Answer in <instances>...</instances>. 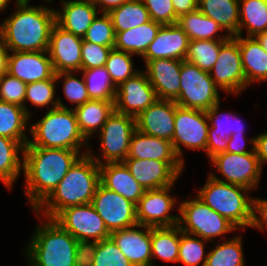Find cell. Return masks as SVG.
Listing matches in <instances>:
<instances>
[{
	"label": "cell",
	"mask_w": 267,
	"mask_h": 266,
	"mask_svg": "<svg viewBox=\"0 0 267 266\" xmlns=\"http://www.w3.org/2000/svg\"><path fill=\"white\" fill-rule=\"evenodd\" d=\"M157 100L145 71H139L117 87L114 106L116 112L136 118Z\"/></svg>",
	"instance_id": "e0dca14e"
},
{
	"label": "cell",
	"mask_w": 267,
	"mask_h": 266,
	"mask_svg": "<svg viewBox=\"0 0 267 266\" xmlns=\"http://www.w3.org/2000/svg\"><path fill=\"white\" fill-rule=\"evenodd\" d=\"M214 167L225 177V181L209 175L219 181L243 186L249 190L258 186L262 168L256 153L235 154L223 152L210 159Z\"/></svg>",
	"instance_id": "8fae6325"
},
{
	"label": "cell",
	"mask_w": 267,
	"mask_h": 266,
	"mask_svg": "<svg viewBox=\"0 0 267 266\" xmlns=\"http://www.w3.org/2000/svg\"><path fill=\"white\" fill-rule=\"evenodd\" d=\"M205 266H245L241 236L217 244L207 253Z\"/></svg>",
	"instance_id": "ab89813d"
},
{
	"label": "cell",
	"mask_w": 267,
	"mask_h": 266,
	"mask_svg": "<svg viewBox=\"0 0 267 266\" xmlns=\"http://www.w3.org/2000/svg\"><path fill=\"white\" fill-rule=\"evenodd\" d=\"M28 2L16 1L17 11L1 23L0 36L11 52L48 51L55 10Z\"/></svg>",
	"instance_id": "7a4b0ae2"
},
{
	"label": "cell",
	"mask_w": 267,
	"mask_h": 266,
	"mask_svg": "<svg viewBox=\"0 0 267 266\" xmlns=\"http://www.w3.org/2000/svg\"><path fill=\"white\" fill-rule=\"evenodd\" d=\"M10 0H0V11L7 8V4Z\"/></svg>",
	"instance_id": "91938a15"
},
{
	"label": "cell",
	"mask_w": 267,
	"mask_h": 266,
	"mask_svg": "<svg viewBox=\"0 0 267 266\" xmlns=\"http://www.w3.org/2000/svg\"><path fill=\"white\" fill-rule=\"evenodd\" d=\"M97 241H78L75 255V266H93L97 251Z\"/></svg>",
	"instance_id": "f907efd6"
},
{
	"label": "cell",
	"mask_w": 267,
	"mask_h": 266,
	"mask_svg": "<svg viewBox=\"0 0 267 266\" xmlns=\"http://www.w3.org/2000/svg\"><path fill=\"white\" fill-rule=\"evenodd\" d=\"M123 163L145 190L173 186L184 167L183 161L125 159Z\"/></svg>",
	"instance_id": "9a60e30c"
},
{
	"label": "cell",
	"mask_w": 267,
	"mask_h": 266,
	"mask_svg": "<svg viewBox=\"0 0 267 266\" xmlns=\"http://www.w3.org/2000/svg\"><path fill=\"white\" fill-rule=\"evenodd\" d=\"M83 38L55 24L51 30L48 53L55 73L81 71Z\"/></svg>",
	"instance_id": "ac0fdd59"
},
{
	"label": "cell",
	"mask_w": 267,
	"mask_h": 266,
	"mask_svg": "<svg viewBox=\"0 0 267 266\" xmlns=\"http://www.w3.org/2000/svg\"><path fill=\"white\" fill-rule=\"evenodd\" d=\"M209 74L215 85L226 93L238 95V93L247 88L238 45V36L229 37L221 45L217 61L209 71Z\"/></svg>",
	"instance_id": "7c38bea8"
},
{
	"label": "cell",
	"mask_w": 267,
	"mask_h": 266,
	"mask_svg": "<svg viewBox=\"0 0 267 266\" xmlns=\"http://www.w3.org/2000/svg\"><path fill=\"white\" fill-rule=\"evenodd\" d=\"M172 100H157L136 118V129L144 134L172 141L175 129V111Z\"/></svg>",
	"instance_id": "d6986e66"
},
{
	"label": "cell",
	"mask_w": 267,
	"mask_h": 266,
	"mask_svg": "<svg viewBox=\"0 0 267 266\" xmlns=\"http://www.w3.org/2000/svg\"><path fill=\"white\" fill-rule=\"evenodd\" d=\"M132 54L112 48L105 67L111 76V80L116 87L130 77L134 76L139 70L133 69Z\"/></svg>",
	"instance_id": "b9f144b4"
},
{
	"label": "cell",
	"mask_w": 267,
	"mask_h": 266,
	"mask_svg": "<svg viewBox=\"0 0 267 266\" xmlns=\"http://www.w3.org/2000/svg\"><path fill=\"white\" fill-rule=\"evenodd\" d=\"M27 84L5 73L0 77V100L24 108Z\"/></svg>",
	"instance_id": "7dc6e473"
},
{
	"label": "cell",
	"mask_w": 267,
	"mask_h": 266,
	"mask_svg": "<svg viewBox=\"0 0 267 266\" xmlns=\"http://www.w3.org/2000/svg\"><path fill=\"white\" fill-rule=\"evenodd\" d=\"M181 229L172 227H151V253L154 258L176 262L179 254Z\"/></svg>",
	"instance_id": "d6a6232c"
},
{
	"label": "cell",
	"mask_w": 267,
	"mask_h": 266,
	"mask_svg": "<svg viewBox=\"0 0 267 266\" xmlns=\"http://www.w3.org/2000/svg\"><path fill=\"white\" fill-rule=\"evenodd\" d=\"M254 150L262 168L263 163L267 162V133L254 137Z\"/></svg>",
	"instance_id": "db71d44e"
},
{
	"label": "cell",
	"mask_w": 267,
	"mask_h": 266,
	"mask_svg": "<svg viewBox=\"0 0 267 266\" xmlns=\"http://www.w3.org/2000/svg\"><path fill=\"white\" fill-rule=\"evenodd\" d=\"M108 14L115 33L136 28L150 20L148 10L141 0H130Z\"/></svg>",
	"instance_id": "8d00e7d4"
},
{
	"label": "cell",
	"mask_w": 267,
	"mask_h": 266,
	"mask_svg": "<svg viewBox=\"0 0 267 266\" xmlns=\"http://www.w3.org/2000/svg\"><path fill=\"white\" fill-rule=\"evenodd\" d=\"M136 130L134 117L114 112L99 132L100 148L105 163L123 162L129 153L130 140Z\"/></svg>",
	"instance_id": "30bf717a"
},
{
	"label": "cell",
	"mask_w": 267,
	"mask_h": 266,
	"mask_svg": "<svg viewBox=\"0 0 267 266\" xmlns=\"http://www.w3.org/2000/svg\"><path fill=\"white\" fill-rule=\"evenodd\" d=\"M129 1L130 0H94L93 3L96 7L101 6L99 9H101L100 11H103L102 13H109L112 9Z\"/></svg>",
	"instance_id": "9f6ffc18"
},
{
	"label": "cell",
	"mask_w": 267,
	"mask_h": 266,
	"mask_svg": "<svg viewBox=\"0 0 267 266\" xmlns=\"http://www.w3.org/2000/svg\"><path fill=\"white\" fill-rule=\"evenodd\" d=\"M23 152L24 146L20 142L0 136V180L9 189L19 176L21 167L23 169Z\"/></svg>",
	"instance_id": "e575fe53"
},
{
	"label": "cell",
	"mask_w": 267,
	"mask_h": 266,
	"mask_svg": "<svg viewBox=\"0 0 267 266\" xmlns=\"http://www.w3.org/2000/svg\"><path fill=\"white\" fill-rule=\"evenodd\" d=\"M189 41L187 34L177 23L162 25L142 57L145 64L163 58L184 60Z\"/></svg>",
	"instance_id": "d4e9b609"
},
{
	"label": "cell",
	"mask_w": 267,
	"mask_h": 266,
	"mask_svg": "<svg viewBox=\"0 0 267 266\" xmlns=\"http://www.w3.org/2000/svg\"><path fill=\"white\" fill-rule=\"evenodd\" d=\"M9 50L0 36V77L8 72Z\"/></svg>",
	"instance_id": "6f0895ef"
},
{
	"label": "cell",
	"mask_w": 267,
	"mask_h": 266,
	"mask_svg": "<svg viewBox=\"0 0 267 266\" xmlns=\"http://www.w3.org/2000/svg\"><path fill=\"white\" fill-rule=\"evenodd\" d=\"M114 46H101L84 41L81 46V70L103 67Z\"/></svg>",
	"instance_id": "c3c4849f"
},
{
	"label": "cell",
	"mask_w": 267,
	"mask_h": 266,
	"mask_svg": "<svg viewBox=\"0 0 267 266\" xmlns=\"http://www.w3.org/2000/svg\"><path fill=\"white\" fill-rule=\"evenodd\" d=\"M79 151L70 149L25 146L23 171L25 193L33 211L54 191L79 156Z\"/></svg>",
	"instance_id": "6da1fadb"
},
{
	"label": "cell",
	"mask_w": 267,
	"mask_h": 266,
	"mask_svg": "<svg viewBox=\"0 0 267 266\" xmlns=\"http://www.w3.org/2000/svg\"><path fill=\"white\" fill-rule=\"evenodd\" d=\"M177 24L189 40H215V33L223 31L217 22L205 16L199 9L181 15Z\"/></svg>",
	"instance_id": "74e56055"
},
{
	"label": "cell",
	"mask_w": 267,
	"mask_h": 266,
	"mask_svg": "<svg viewBox=\"0 0 267 266\" xmlns=\"http://www.w3.org/2000/svg\"><path fill=\"white\" fill-rule=\"evenodd\" d=\"M162 25L150 19L136 28L115 33L114 48L143 56Z\"/></svg>",
	"instance_id": "f546056e"
},
{
	"label": "cell",
	"mask_w": 267,
	"mask_h": 266,
	"mask_svg": "<svg viewBox=\"0 0 267 266\" xmlns=\"http://www.w3.org/2000/svg\"><path fill=\"white\" fill-rule=\"evenodd\" d=\"M228 38V35L222 37L218 35L216 40H190L184 60L209 72L217 61L221 45Z\"/></svg>",
	"instance_id": "d590c367"
},
{
	"label": "cell",
	"mask_w": 267,
	"mask_h": 266,
	"mask_svg": "<svg viewBox=\"0 0 267 266\" xmlns=\"http://www.w3.org/2000/svg\"><path fill=\"white\" fill-rule=\"evenodd\" d=\"M173 186L146 190L136 205L138 224L150 227H172L178 225L179 215L172 216L175 197L169 195Z\"/></svg>",
	"instance_id": "2e32d148"
},
{
	"label": "cell",
	"mask_w": 267,
	"mask_h": 266,
	"mask_svg": "<svg viewBox=\"0 0 267 266\" xmlns=\"http://www.w3.org/2000/svg\"><path fill=\"white\" fill-rule=\"evenodd\" d=\"M56 83H57V80L54 76L53 78H50V79H45L42 81H37V82L27 84L26 95L24 99V110L27 112L29 116H30V112L28 109H26V105H25L26 100L27 102H30L33 105H36L38 107L52 105L50 109H53L56 107L68 108L67 106H65V104L61 102V99H58V100L54 99Z\"/></svg>",
	"instance_id": "60d3db41"
},
{
	"label": "cell",
	"mask_w": 267,
	"mask_h": 266,
	"mask_svg": "<svg viewBox=\"0 0 267 266\" xmlns=\"http://www.w3.org/2000/svg\"><path fill=\"white\" fill-rule=\"evenodd\" d=\"M90 99L115 101L117 87L106 67L81 70Z\"/></svg>",
	"instance_id": "f35d334b"
},
{
	"label": "cell",
	"mask_w": 267,
	"mask_h": 266,
	"mask_svg": "<svg viewBox=\"0 0 267 266\" xmlns=\"http://www.w3.org/2000/svg\"><path fill=\"white\" fill-rule=\"evenodd\" d=\"M198 9L235 37L239 28V0H198Z\"/></svg>",
	"instance_id": "4dcf8cb0"
},
{
	"label": "cell",
	"mask_w": 267,
	"mask_h": 266,
	"mask_svg": "<svg viewBox=\"0 0 267 266\" xmlns=\"http://www.w3.org/2000/svg\"><path fill=\"white\" fill-rule=\"evenodd\" d=\"M93 266H133L111 237L97 243Z\"/></svg>",
	"instance_id": "f6af8a7d"
},
{
	"label": "cell",
	"mask_w": 267,
	"mask_h": 266,
	"mask_svg": "<svg viewBox=\"0 0 267 266\" xmlns=\"http://www.w3.org/2000/svg\"><path fill=\"white\" fill-rule=\"evenodd\" d=\"M140 227L145 230L136 229ZM110 237L133 266H154L152 264L150 226L137 224L113 231Z\"/></svg>",
	"instance_id": "44dd1931"
},
{
	"label": "cell",
	"mask_w": 267,
	"mask_h": 266,
	"mask_svg": "<svg viewBox=\"0 0 267 266\" xmlns=\"http://www.w3.org/2000/svg\"><path fill=\"white\" fill-rule=\"evenodd\" d=\"M53 220L77 241L99 242L111 234L91 203L65 208Z\"/></svg>",
	"instance_id": "9c48e42d"
},
{
	"label": "cell",
	"mask_w": 267,
	"mask_h": 266,
	"mask_svg": "<svg viewBox=\"0 0 267 266\" xmlns=\"http://www.w3.org/2000/svg\"><path fill=\"white\" fill-rule=\"evenodd\" d=\"M182 61L163 58L145 64V73L159 100L175 101L178 98Z\"/></svg>",
	"instance_id": "7402d4cb"
},
{
	"label": "cell",
	"mask_w": 267,
	"mask_h": 266,
	"mask_svg": "<svg viewBox=\"0 0 267 266\" xmlns=\"http://www.w3.org/2000/svg\"><path fill=\"white\" fill-rule=\"evenodd\" d=\"M115 101L89 100L83 105L73 108L79 130L86 140L94 132L102 129L108 117L114 112Z\"/></svg>",
	"instance_id": "f1b7e54d"
},
{
	"label": "cell",
	"mask_w": 267,
	"mask_h": 266,
	"mask_svg": "<svg viewBox=\"0 0 267 266\" xmlns=\"http://www.w3.org/2000/svg\"><path fill=\"white\" fill-rule=\"evenodd\" d=\"M255 38L262 45L263 49L267 52V31L257 34Z\"/></svg>",
	"instance_id": "680465c9"
},
{
	"label": "cell",
	"mask_w": 267,
	"mask_h": 266,
	"mask_svg": "<svg viewBox=\"0 0 267 266\" xmlns=\"http://www.w3.org/2000/svg\"><path fill=\"white\" fill-rule=\"evenodd\" d=\"M83 40L101 46H114L115 32L110 15L108 13H103L101 17L97 15L86 31Z\"/></svg>",
	"instance_id": "ee69618b"
},
{
	"label": "cell",
	"mask_w": 267,
	"mask_h": 266,
	"mask_svg": "<svg viewBox=\"0 0 267 266\" xmlns=\"http://www.w3.org/2000/svg\"><path fill=\"white\" fill-rule=\"evenodd\" d=\"M219 104H215L206 111L208 121L212 122L208 129L206 144V154L209 159L219 153L226 152L228 139L231 135H244V125L241 120L230 112L223 113L224 115L219 114Z\"/></svg>",
	"instance_id": "603a6c76"
},
{
	"label": "cell",
	"mask_w": 267,
	"mask_h": 266,
	"mask_svg": "<svg viewBox=\"0 0 267 266\" xmlns=\"http://www.w3.org/2000/svg\"><path fill=\"white\" fill-rule=\"evenodd\" d=\"M204 246V239L181 230L177 263L182 262L185 266H198L202 261L201 266H205L207 254L204 252Z\"/></svg>",
	"instance_id": "7bdbcfd3"
},
{
	"label": "cell",
	"mask_w": 267,
	"mask_h": 266,
	"mask_svg": "<svg viewBox=\"0 0 267 266\" xmlns=\"http://www.w3.org/2000/svg\"><path fill=\"white\" fill-rule=\"evenodd\" d=\"M99 184L100 165L88 153L82 155L34 211L53 219L65 208L90 204Z\"/></svg>",
	"instance_id": "3957f363"
},
{
	"label": "cell",
	"mask_w": 267,
	"mask_h": 266,
	"mask_svg": "<svg viewBox=\"0 0 267 266\" xmlns=\"http://www.w3.org/2000/svg\"><path fill=\"white\" fill-rule=\"evenodd\" d=\"M252 213L253 215L250 227L263 230L265 225L267 226V200L253 198ZM256 213H259L260 216H257Z\"/></svg>",
	"instance_id": "816d5d0a"
},
{
	"label": "cell",
	"mask_w": 267,
	"mask_h": 266,
	"mask_svg": "<svg viewBox=\"0 0 267 266\" xmlns=\"http://www.w3.org/2000/svg\"><path fill=\"white\" fill-rule=\"evenodd\" d=\"M62 12L55 10L56 24L63 30L84 37L93 19L100 11L92 1L68 0L62 1Z\"/></svg>",
	"instance_id": "484cf974"
},
{
	"label": "cell",
	"mask_w": 267,
	"mask_h": 266,
	"mask_svg": "<svg viewBox=\"0 0 267 266\" xmlns=\"http://www.w3.org/2000/svg\"><path fill=\"white\" fill-rule=\"evenodd\" d=\"M206 111L178 106L175 111V129L172 145L177 156L184 162L180 144L187 149L206 151L209 125Z\"/></svg>",
	"instance_id": "4fadbf2b"
},
{
	"label": "cell",
	"mask_w": 267,
	"mask_h": 266,
	"mask_svg": "<svg viewBox=\"0 0 267 266\" xmlns=\"http://www.w3.org/2000/svg\"><path fill=\"white\" fill-rule=\"evenodd\" d=\"M180 77V93L175 100L178 106L208 111L212 106L220 103L219 88L209 72L183 60Z\"/></svg>",
	"instance_id": "52a82bcc"
},
{
	"label": "cell",
	"mask_w": 267,
	"mask_h": 266,
	"mask_svg": "<svg viewBox=\"0 0 267 266\" xmlns=\"http://www.w3.org/2000/svg\"><path fill=\"white\" fill-rule=\"evenodd\" d=\"M8 59V72L26 84L55 76L48 51L12 52Z\"/></svg>",
	"instance_id": "ffe728a7"
},
{
	"label": "cell",
	"mask_w": 267,
	"mask_h": 266,
	"mask_svg": "<svg viewBox=\"0 0 267 266\" xmlns=\"http://www.w3.org/2000/svg\"><path fill=\"white\" fill-rule=\"evenodd\" d=\"M33 140L26 146L79 151L87 140L81 134L73 108L56 107L30 125Z\"/></svg>",
	"instance_id": "5b68a950"
},
{
	"label": "cell",
	"mask_w": 267,
	"mask_h": 266,
	"mask_svg": "<svg viewBox=\"0 0 267 266\" xmlns=\"http://www.w3.org/2000/svg\"><path fill=\"white\" fill-rule=\"evenodd\" d=\"M87 153L100 165V183L137 205L146 190L132 177L126 165L123 162L104 163L102 158L94 157L90 149Z\"/></svg>",
	"instance_id": "cb8c5ba5"
},
{
	"label": "cell",
	"mask_w": 267,
	"mask_h": 266,
	"mask_svg": "<svg viewBox=\"0 0 267 266\" xmlns=\"http://www.w3.org/2000/svg\"><path fill=\"white\" fill-rule=\"evenodd\" d=\"M244 27L247 29V37H255L267 31V0H239L237 36H241Z\"/></svg>",
	"instance_id": "836d02e7"
},
{
	"label": "cell",
	"mask_w": 267,
	"mask_h": 266,
	"mask_svg": "<svg viewBox=\"0 0 267 266\" xmlns=\"http://www.w3.org/2000/svg\"><path fill=\"white\" fill-rule=\"evenodd\" d=\"M178 226L183 232L198 236L205 241L213 240L237 228L225 217L212 210L197 196L179 205Z\"/></svg>",
	"instance_id": "ba28073f"
},
{
	"label": "cell",
	"mask_w": 267,
	"mask_h": 266,
	"mask_svg": "<svg viewBox=\"0 0 267 266\" xmlns=\"http://www.w3.org/2000/svg\"><path fill=\"white\" fill-rule=\"evenodd\" d=\"M62 77L64 78V94L73 105L76 104L75 107L83 105L91 100L88 95L84 78L79 80L73 75V72L55 73L56 80H60Z\"/></svg>",
	"instance_id": "bcb514c9"
},
{
	"label": "cell",
	"mask_w": 267,
	"mask_h": 266,
	"mask_svg": "<svg viewBox=\"0 0 267 266\" xmlns=\"http://www.w3.org/2000/svg\"><path fill=\"white\" fill-rule=\"evenodd\" d=\"M248 191L251 190L216 180L209 175L197 197L237 229L240 227L244 229L251 225L253 215V198L245 194Z\"/></svg>",
	"instance_id": "8992f818"
},
{
	"label": "cell",
	"mask_w": 267,
	"mask_h": 266,
	"mask_svg": "<svg viewBox=\"0 0 267 266\" xmlns=\"http://www.w3.org/2000/svg\"><path fill=\"white\" fill-rule=\"evenodd\" d=\"M148 10L150 19L163 25L177 23L172 0H141Z\"/></svg>",
	"instance_id": "681fc988"
},
{
	"label": "cell",
	"mask_w": 267,
	"mask_h": 266,
	"mask_svg": "<svg viewBox=\"0 0 267 266\" xmlns=\"http://www.w3.org/2000/svg\"><path fill=\"white\" fill-rule=\"evenodd\" d=\"M41 225L26 248L29 266H75L78 241L53 219Z\"/></svg>",
	"instance_id": "277c9868"
},
{
	"label": "cell",
	"mask_w": 267,
	"mask_h": 266,
	"mask_svg": "<svg viewBox=\"0 0 267 266\" xmlns=\"http://www.w3.org/2000/svg\"><path fill=\"white\" fill-rule=\"evenodd\" d=\"M126 159L182 161L175 153L171 141L144 134L137 129L131 137Z\"/></svg>",
	"instance_id": "4316f807"
},
{
	"label": "cell",
	"mask_w": 267,
	"mask_h": 266,
	"mask_svg": "<svg viewBox=\"0 0 267 266\" xmlns=\"http://www.w3.org/2000/svg\"><path fill=\"white\" fill-rule=\"evenodd\" d=\"M243 72L247 86L267 80V52L255 37L238 36Z\"/></svg>",
	"instance_id": "83f0119b"
},
{
	"label": "cell",
	"mask_w": 267,
	"mask_h": 266,
	"mask_svg": "<svg viewBox=\"0 0 267 266\" xmlns=\"http://www.w3.org/2000/svg\"><path fill=\"white\" fill-rule=\"evenodd\" d=\"M91 204L103 219L108 231L129 228L138 224L136 205L115 191L99 184Z\"/></svg>",
	"instance_id": "5bb4252c"
},
{
	"label": "cell",
	"mask_w": 267,
	"mask_h": 266,
	"mask_svg": "<svg viewBox=\"0 0 267 266\" xmlns=\"http://www.w3.org/2000/svg\"><path fill=\"white\" fill-rule=\"evenodd\" d=\"M29 117L23 107L0 100V136L17 140L25 147L29 141L25 135Z\"/></svg>",
	"instance_id": "1f68e13d"
},
{
	"label": "cell",
	"mask_w": 267,
	"mask_h": 266,
	"mask_svg": "<svg viewBox=\"0 0 267 266\" xmlns=\"http://www.w3.org/2000/svg\"><path fill=\"white\" fill-rule=\"evenodd\" d=\"M172 3L177 18L198 9V0H172Z\"/></svg>",
	"instance_id": "11a10c76"
},
{
	"label": "cell",
	"mask_w": 267,
	"mask_h": 266,
	"mask_svg": "<svg viewBox=\"0 0 267 266\" xmlns=\"http://www.w3.org/2000/svg\"><path fill=\"white\" fill-rule=\"evenodd\" d=\"M251 151L245 150V139L244 135H231L228 139V146L226 152L235 154L255 153L254 150V138L250 139Z\"/></svg>",
	"instance_id": "f5cc1de1"
}]
</instances>
